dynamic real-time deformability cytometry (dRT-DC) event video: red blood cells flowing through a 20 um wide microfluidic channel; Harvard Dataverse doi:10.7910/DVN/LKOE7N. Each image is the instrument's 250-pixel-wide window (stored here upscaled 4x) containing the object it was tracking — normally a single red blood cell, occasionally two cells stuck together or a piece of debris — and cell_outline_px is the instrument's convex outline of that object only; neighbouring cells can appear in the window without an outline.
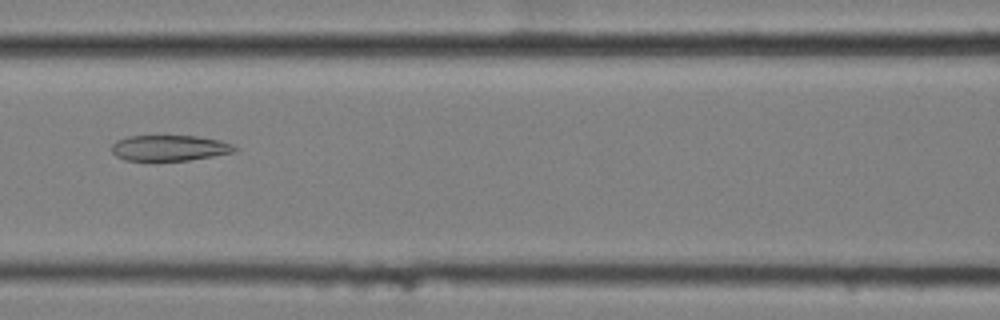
{"species": "common noctule bat (a hibernating species)", "species_latin": "Nyctalus noctula", "temperature_condition": "cold", "stored_images_in_passage": 9, "camera_frame_rate_fps": 3000, "um_per_image_px": 0.085, "animal": {"sex": "female", "body_mass_g": 25.1}, "frame": {"image": 1, "passage_image": 7, "time_ms": 2.0, "image_size_px": [1000, 320], "cell_outline_px": [[240, 148], [236, 152], [188, 160], [124, 160], [116, 156], [112, 152], [112, 144], [116, 140], [128, 136], [196, 136], [220, 140], [232, 144]], "centroid_in_image_um": [14.43, 12.57], "position_along_channel_um": 152.2, "area_um2": 18.44}}
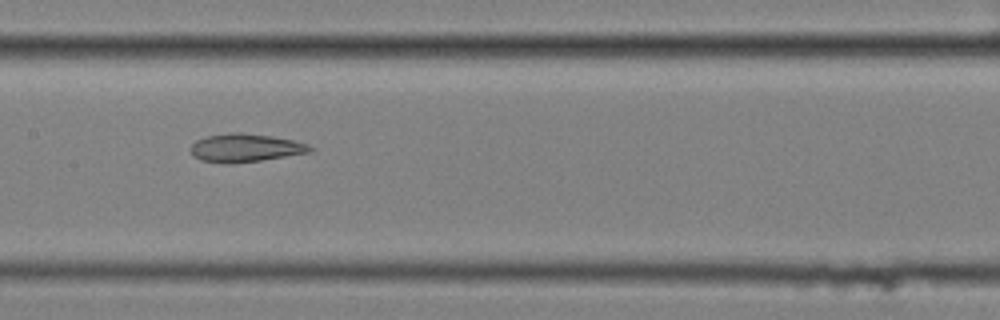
{"frame": {"image": 2, "passage_image": 8, "time_ms": 2.333, "image_size_px": [1000, 320], "cell_outline_px": [[316, 148], [312, 152], [260, 160], [228, 164], [200, 160], [192, 152], [192, 144], [196, 140], [208, 136], [228, 132], [240, 132], [272, 136], [292, 140], [308, 144]], "centroid_in_image_um": [20.9, 12.56], "position_along_channel_um": 186.5, "area_um2": 19.54}}
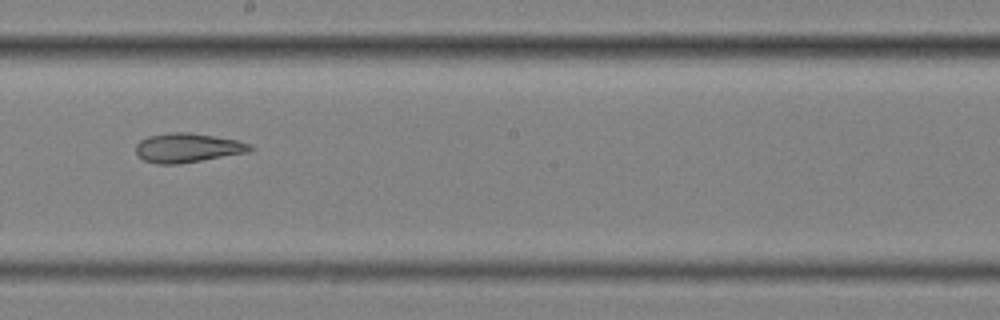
{"frame": {"image": 3, "passage_image": 9, "time_ms": 2.667, "image_size_px": [1000, 320], "cell_outline_px": [[256, 148], [248, 152], [176, 164], [156, 164], [144, 160], [136, 152], [136, 144], [140, 140], [148, 136], [172, 132], [188, 132], [236, 140], [248, 144]], "centroid_in_image_um": [15.91, 12.56], "position_along_channel_um": 232.3, "area_um2": 19.13}}